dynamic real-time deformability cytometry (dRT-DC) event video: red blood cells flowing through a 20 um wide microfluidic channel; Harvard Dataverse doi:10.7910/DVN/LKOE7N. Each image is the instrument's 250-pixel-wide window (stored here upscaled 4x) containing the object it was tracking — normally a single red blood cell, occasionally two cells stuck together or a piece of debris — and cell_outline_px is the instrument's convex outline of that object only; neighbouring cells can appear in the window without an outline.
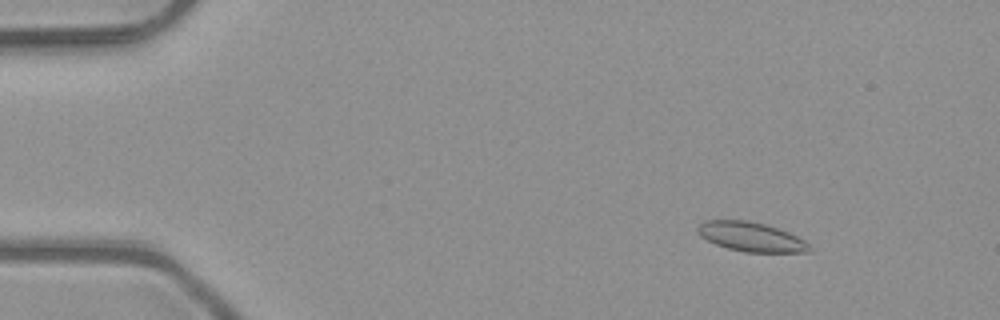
{"species": "common noctule bat (a hibernating species)", "species_latin": "Nyctalus noctula", "temperature_condition": "room temperature", "stored_images_in_passage": 6, "camera_frame_rate_fps": 3000, "um_per_image_px": 0.085, "animal": {"sex": "male", "body_mass_g": 23.1, "forearm_length_mm": 52.7}, "frame": {"image": 1, "passage_image": 2, "time_ms": 0.333, "image_size_px": [1000, 320], "cell_outline_px": [[812, 248], [808, 252], [744, 252], [728, 248], [716, 244], [700, 236], [696, 232], [696, 228], [704, 220], [748, 220], [764, 224], [788, 232], [804, 240]], "centroid_in_image_um": [63.81, 20.12], "position_along_channel_um": 21.2, "area_um2": 19.02}}
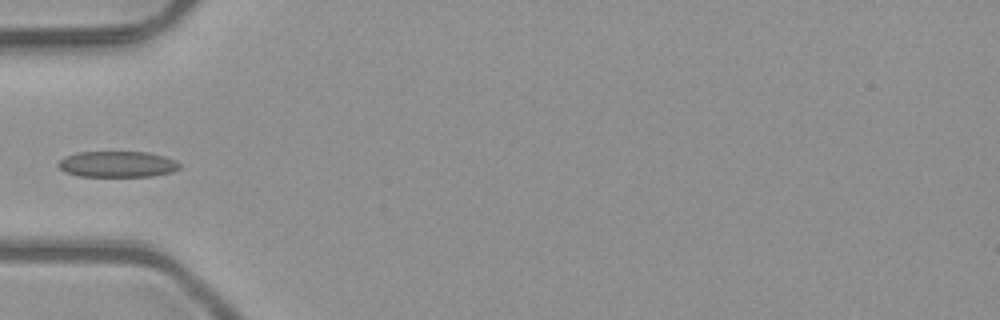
{"frame": {"image": 2, "passage_image": 5, "time_ms": 1.333, "image_size_px": [1000, 320], "cell_outline_px": [[180, 168], [172, 172], [152, 176], [80, 176], [64, 172], [56, 164], [64, 156], [76, 152], [148, 152], [164, 156], [176, 160], [180, 164]], "centroid_in_image_um": [9.97, 13.95], "position_along_channel_um": 75.0, "area_um2": 18.5}}
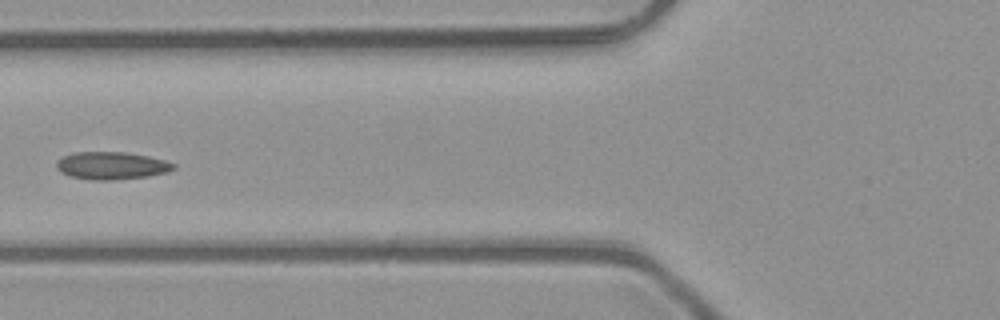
{"frame": {"image": 3, "passage_image": 6, "time_ms": 1.667, "image_size_px": [1000, 320], "cell_outline_px": [[176, 168], [168, 172], [148, 176], [112, 180], [92, 180], [72, 176], [60, 172], [56, 168], [56, 160], [72, 152], [124, 152], [148, 156], [164, 160], [176, 164]], "centroid_in_image_um": [9.48, 14.07], "position_along_channel_um": 116.3, "area_um2": 18.84}}